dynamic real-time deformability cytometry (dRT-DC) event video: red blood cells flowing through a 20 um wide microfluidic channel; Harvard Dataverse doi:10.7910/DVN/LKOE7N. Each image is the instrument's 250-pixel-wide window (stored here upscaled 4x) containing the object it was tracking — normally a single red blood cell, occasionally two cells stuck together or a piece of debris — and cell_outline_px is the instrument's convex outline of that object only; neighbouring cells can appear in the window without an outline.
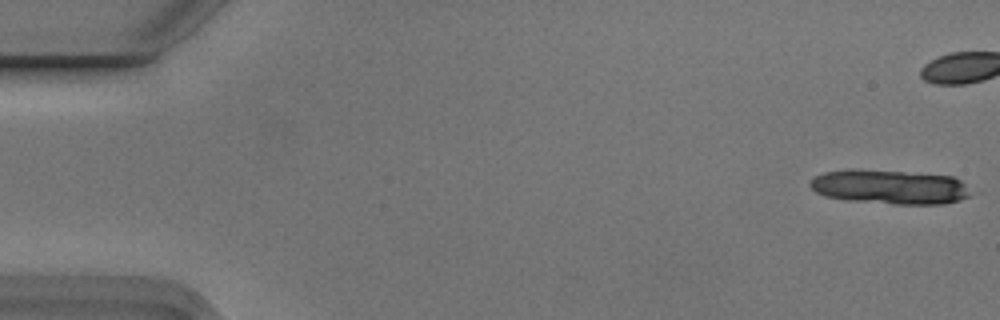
{"species": "Egyptian fruit bat (a non-hibernating species)", "species_latin": "Rousettus aegyptiacus", "temperature_condition": "cold", "stored_images_in_passage": 2, "camera_frame_rate_fps": 3000, "um_per_image_px": 0.085, "animal": {"sex": "male"}, "frame": {"image": 1, "passage_image": 2, "time_ms": 0.333, "image_size_px": [1000, 320], "cell_outline_px": [[968, 196], [960, 200], [944, 204], [892, 204], [848, 200], [824, 196], [816, 192], [808, 184], [816, 176], [824, 172], [848, 168], [856, 168], [952, 176], [960, 180], [964, 184]], "centroid_in_image_um": [75.55, 15.88], "position_along_channel_um": 9.4, "area_um2": 32.08}}